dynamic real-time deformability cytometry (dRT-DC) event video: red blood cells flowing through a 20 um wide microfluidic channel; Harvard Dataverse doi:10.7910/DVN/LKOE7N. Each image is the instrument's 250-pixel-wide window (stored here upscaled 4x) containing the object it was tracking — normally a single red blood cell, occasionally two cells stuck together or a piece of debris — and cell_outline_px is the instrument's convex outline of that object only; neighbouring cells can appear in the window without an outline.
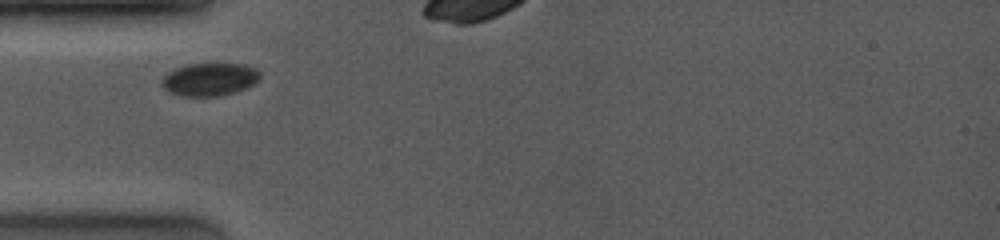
{"species": "common noctule bat (a hibernating species)", "species_latin": "Nyctalus noctula", "temperature_condition": "room temperature", "stored_images_in_passage": 42, "camera_frame_rate_fps": 4000, "um_per_image_px": 0.085, "animal": {"sex": "female", "body_mass_g": 19.0, "forearm_length_mm": 53.3}, "frame": {"image": 1, "passage_image": 1, "time_ms": 0.0, "image_size_px": [1000, 240], "cell_outline_px": [[260, 80], [236, 92], [220, 96], [180, 96], [168, 92], [160, 84], [164, 76], [168, 72], [176, 68], [188, 64], [244, 64], [256, 68], [260, 72]], "centroid_in_image_um": [17.81, 6.75], "position_along_channel_um": 67.2, "area_um2": 18.9}}
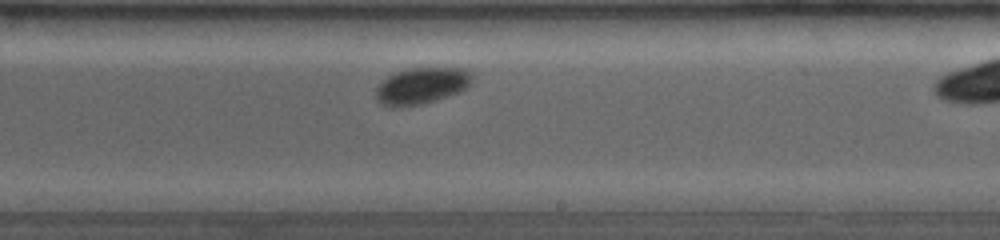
{"frame": {"image": 2, "passage_image": 24, "time_ms": 4.75, "image_size_px": [1000, 240], "cell_outline_px": [[472, 84], [460, 92], [436, 100], [420, 104], [380, 104], [376, 100], [376, 88], [388, 76], [396, 72], [408, 68], [464, 68], [472, 72]], "centroid_in_image_um": [35.91, 7.25], "position_along_channel_um": 253.1, "area_um2": 20.06}}
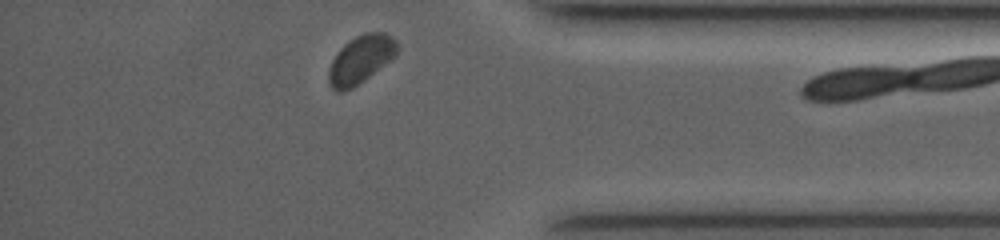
{"frame": {"image": 3, "passage_image": 40, "time_ms": 8.75, "image_size_px": [1000, 240], "cell_outline_px": [[400, 48], [396, 56], [364, 80], [352, 88], [344, 92], [336, 92], [332, 88], [328, 80], [328, 68], [332, 60], [340, 48], [348, 40], [364, 32], [384, 32], [392, 36], [396, 40]], "centroid_in_image_um": [30.67, 5.04], "position_along_channel_um": 404.5, "area_um2": 19.42}, "authors_computed_cell_mechanics": {"area_um2": 20.1722, "velocity_mm_per_s": 3.9317, "shape_relaxation_time_tau1_ms": 1.7749, "shape_relaxation_time_tau2_ms": null, "deformation_change_tau1": 0.0676, "deformation_change_tau2": null}}